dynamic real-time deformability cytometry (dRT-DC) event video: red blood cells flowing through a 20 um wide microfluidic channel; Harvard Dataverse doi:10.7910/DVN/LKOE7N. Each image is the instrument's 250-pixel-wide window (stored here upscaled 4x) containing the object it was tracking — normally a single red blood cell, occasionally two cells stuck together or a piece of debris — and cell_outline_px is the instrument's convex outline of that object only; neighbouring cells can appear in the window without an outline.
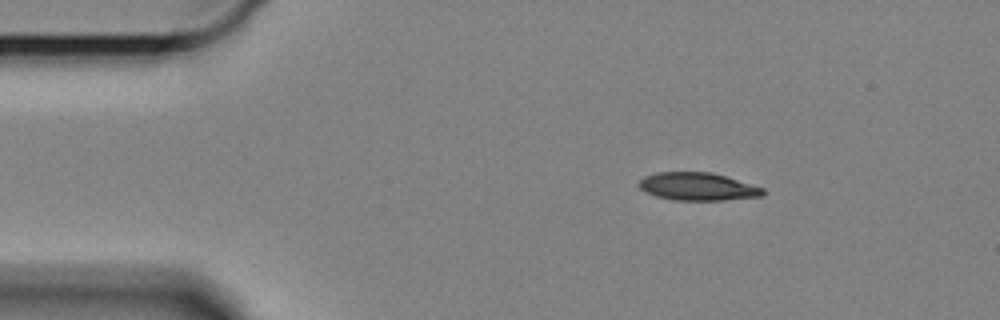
{"species": "Egyptian fruit bat (a non-hibernating species)", "species_latin": "Rousettus aegyptiacus", "temperature_condition": "cold", "stored_images_in_passage": 52, "camera_frame_rate_fps": 3000, "um_per_image_px": 0.085, "animal": {"sex": "female"}, "frame": {"image": 1, "passage_image": 1, "time_ms": 0.0, "image_size_px": [1000, 320], "cell_outline_px": [[764, 196], [724, 200], [672, 200], [656, 196], [640, 188], [640, 180], [644, 176], [656, 172], [712, 172], [764, 188]], "centroid_in_image_um": [59.32, 15.86], "position_along_channel_um": 25.7, "area_um2": 20.0}}
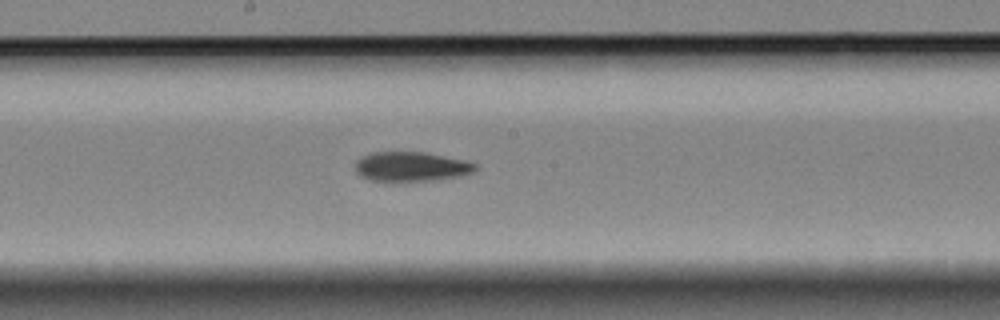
{"frame": {"image": 2, "passage_image": 23, "time_ms": 7.333, "image_size_px": [1000, 320], "cell_outline_px": [[480, 168], [476, 172], [464, 176], [436, 180], [368, 180], [360, 176], [356, 172], [356, 160], [360, 156], [372, 152], [424, 152], [468, 160], [476, 164]], "centroid_in_image_um": [35.03, 14.15], "position_along_channel_um": 213.2, "area_um2": 20.98}}
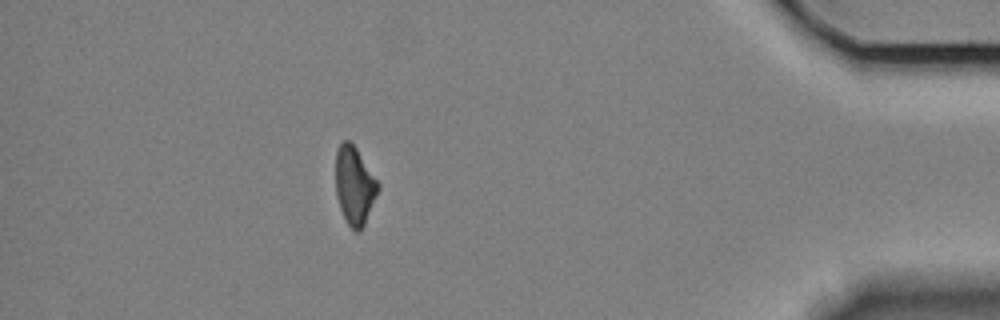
{"frame": {"image": 3, "passage_image": 45, "time_ms": 14.667, "image_size_px": [1000, 320], "cell_outline_px": [[380, 188], [364, 224], [360, 232], [356, 232], [348, 224], [340, 208], [336, 196], [336, 148], [344, 140], [348, 140], [356, 148], [380, 184]], "centroid_in_image_um": [30.13, 15.77], "position_along_channel_um": 405.1, "area_um2": 19.13}, "authors_computed_cell_mechanics": {"area_um2": 20.8947, "velocity_mm_per_s": 3.2951, "shape_relaxation_time_tau1_ms": 8.1929, "shape_relaxation_time_tau2_ms": 4.8997, "deformation_change_tau1": 0.1634, "deformation_change_tau2": 0.1138}}